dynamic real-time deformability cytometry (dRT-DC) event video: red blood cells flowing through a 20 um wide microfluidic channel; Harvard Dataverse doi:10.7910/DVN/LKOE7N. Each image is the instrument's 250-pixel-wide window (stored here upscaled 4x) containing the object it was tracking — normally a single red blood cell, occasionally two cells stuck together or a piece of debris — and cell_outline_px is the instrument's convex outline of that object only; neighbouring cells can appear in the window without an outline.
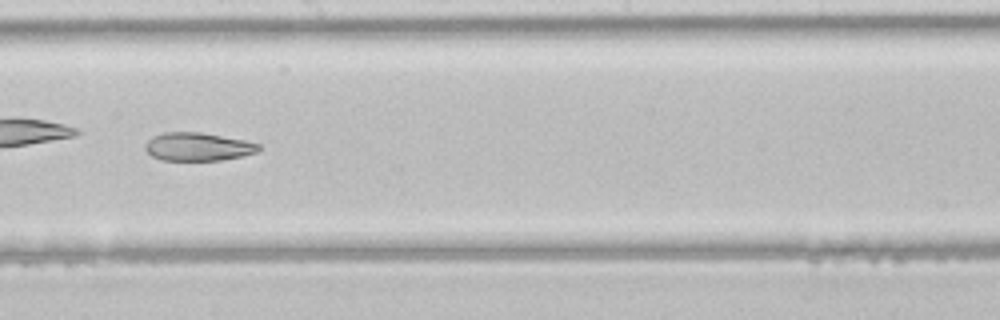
{"species": "common noctule bat (a hibernating species)", "species_latin": "Nyctalus noctula", "temperature_condition": "room temperature", "stored_images_in_passage": 26, "camera_frame_rate_fps": 3000, "um_per_image_px": 0.085, "animal": {"sex": "male", "body_mass_g": 21.5, "forearm_length_mm": 52.0}, "frame": {"image": 1, "passage_image": 12, "time_ms": 3.667, "image_size_px": [1000, 320], "cell_outline_px": [[260, 148], [256, 152], [244, 156], [220, 160], [160, 160], [152, 156], [144, 148], [144, 144], [152, 136], [164, 132], [200, 132], [244, 140], [260, 144]], "centroid_in_image_um": [16.79, 12.47], "position_along_channel_um": 231.4, "area_um2": 18.67}}
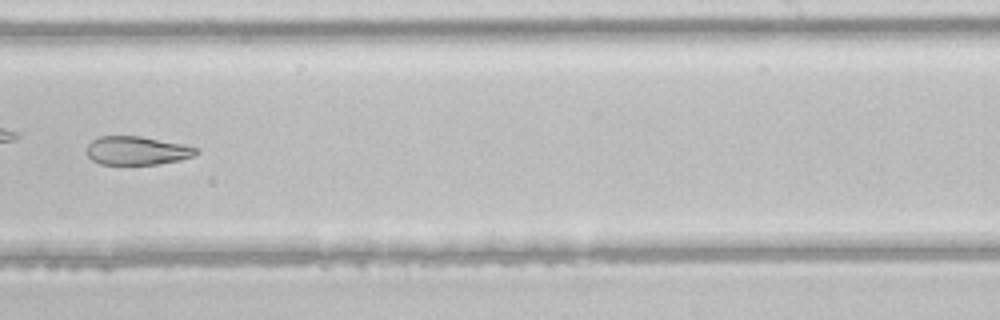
{"frame": {"image": 2, "passage_image": 15, "time_ms": 4.667, "image_size_px": [1000, 320], "cell_outline_px": [[200, 152], [192, 156], [180, 160], [156, 164], [100, 164], [92, 160], [88, 156], [88, 144], [92, 140], [100, 136], [140, 136], [184, 144], [196, 148]], "centroid_in_image_um": [11.65, 12.8], "position_along_channel_um": 277.4, "area_um2": 18.09}}